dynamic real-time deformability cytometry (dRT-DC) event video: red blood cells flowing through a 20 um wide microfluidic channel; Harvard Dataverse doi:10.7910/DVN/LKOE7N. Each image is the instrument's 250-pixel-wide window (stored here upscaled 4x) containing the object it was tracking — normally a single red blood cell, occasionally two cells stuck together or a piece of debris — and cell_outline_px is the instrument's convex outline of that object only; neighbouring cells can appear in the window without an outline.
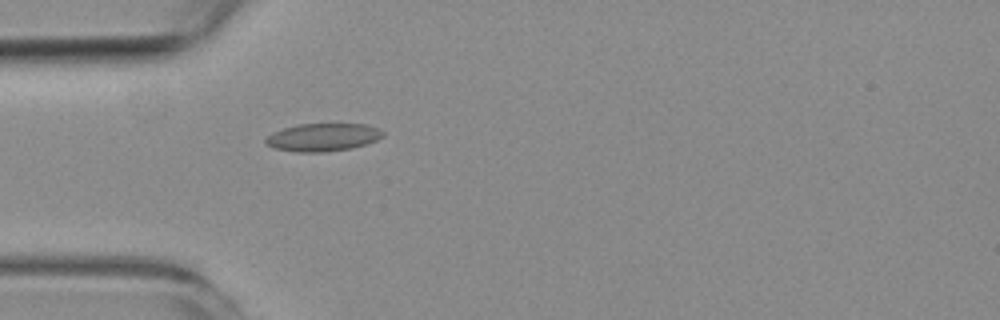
{"species": "common noctule bat (a hibernating species)", "species_latin": "Nyctalus noctula", "temperature_condition": "room temperature", "stored_images_in_passage": 2, "camera_frame_rate_fps": 3000, "um_per_image_px": 0.085, "animal": {"sex": "female", "body_mass_g": 19.3, "forearm_length_mm": 54.1}, "frame": {"image": 1, "passage_image": 2, "time_ms": 1.0, "image_size_px": [1000, 320], "cell_outline_px": [[384, 136], [376, 140], [352, 148], [324, 152], [296, 152], [272, 148], [264, 144], [264, 140], [272, 132], [284, 128], [300, 124], [364, 124], [376, 128], [384, 132]], "centroid_in_image_um": [27.39, 11.67], "position_along_channel_um": 57.6, "area_um2": 19.02}}